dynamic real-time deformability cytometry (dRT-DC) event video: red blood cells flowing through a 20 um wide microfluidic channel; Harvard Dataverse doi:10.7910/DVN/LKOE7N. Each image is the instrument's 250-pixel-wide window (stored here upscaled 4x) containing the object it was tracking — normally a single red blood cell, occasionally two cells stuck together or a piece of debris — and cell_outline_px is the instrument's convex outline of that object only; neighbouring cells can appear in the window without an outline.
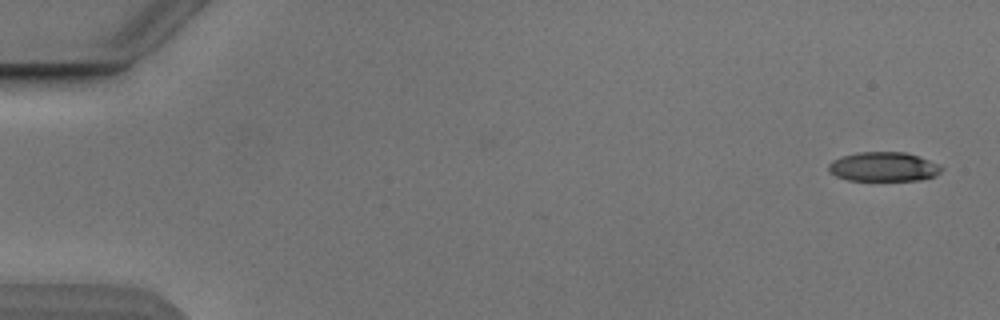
{"species": "Egyptian fruit bat (a non-hibernating species)", "species_latin": "Rousettus aegyptiacus", "temperature_condition": "cold", "stored_images_in_passage": 15, "camera_frame_rate_fps": 3000, "um_per_image_px": 0.085, "animal": {"sex": "male"}, "frame": {"image": 1, "passage_image": 1, "time_ms": 0.0, "image_size_px": [1000, 320], "cell_outline_px": [[944, 168], [936, 176], [920, 180], [848, 180], [836, 176], [828, 172], [828, 164], [832, 160], [840, 156], [856, 152], [904, 152], [920, 156]], "centroid_in_image_um": [75.06, 14.17], "position_along_channel_um": 9.9, "area_um2": 19.42}}
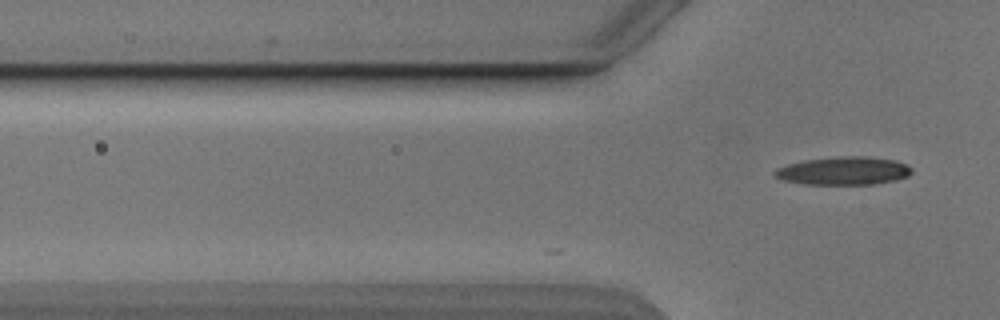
{"frame": {"image": 2, "passage_image": 15, "time_ms": 4.667, "image_size_px": [1000, 320], "cell_outline_px": [[912, 172], [908, 176], [896, 180], [876, 184], [804, 184], [784, 180], [776, 176], [772, 172], [776, 168], [788, 164], [804, 160], [840, 156], [864, 156], [896, 160], [912, 168]], "centroid_in_image_um": [71.72, 14.52], "position_along_channel_um": 54.1, "area_um2": 22.43}}